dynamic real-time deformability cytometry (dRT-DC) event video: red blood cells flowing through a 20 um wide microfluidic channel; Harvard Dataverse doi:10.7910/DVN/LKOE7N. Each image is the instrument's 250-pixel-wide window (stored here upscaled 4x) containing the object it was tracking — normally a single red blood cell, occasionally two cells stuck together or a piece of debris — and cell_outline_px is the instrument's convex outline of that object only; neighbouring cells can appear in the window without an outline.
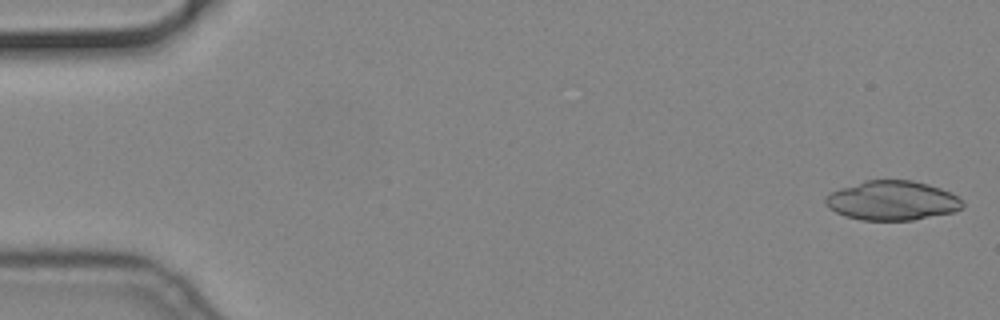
{"species": "common noctule bat (a hibernating species)", "species_latin": "Nyctalus noctula", "temperature_condition": "cold", "stored_images_in_passage": 56, "segment_of_instrument_passage": [1, 2], "camera_frame_rate_fps": 3000, "um_per_image_px": 0.085, "animal": {"sex": "male", "body_mass_g": 19.2, "forearm_length_mm": 51.8}, "frame": {"image": 1, "passage_image": 2, "time_ms": 0.333, "image_size_px": [1000, 320], "cell_outline_px": [[964, 208], [952, 212], [912, 220], [860, 220], [844, 216], [828, 208], [824, 204], [824, 196], [840, 188], [864, 180], [912, 180], [928, 184], [940, 188], [964, 200]], "centroid_in_image_um": [75.81, 17.05], "position_along_channel_um": 9.2, "area_um2": 31.62}}